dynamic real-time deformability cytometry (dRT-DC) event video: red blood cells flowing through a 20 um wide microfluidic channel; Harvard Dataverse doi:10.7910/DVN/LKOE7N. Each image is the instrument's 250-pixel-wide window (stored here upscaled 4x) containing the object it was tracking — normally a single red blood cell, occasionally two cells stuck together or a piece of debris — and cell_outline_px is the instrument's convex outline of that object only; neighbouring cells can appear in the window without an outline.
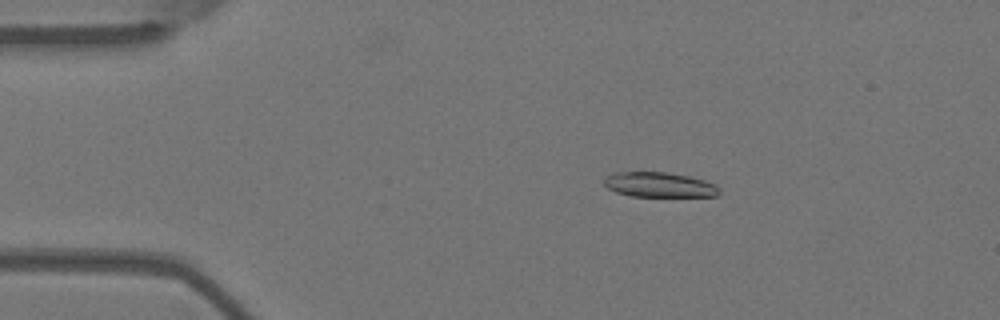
{"species": "Egyptian fruit bat (a non-hibernating species)", "species_latin": "Rousettus aegyptiacus", "temperature_condition": "warm", "stored_images_in_passage": 56, "camera_frame_rate_fps": 3000, "um_per_image_px": 0.085, "animal": {"sex": "female"}, "frame": {"image": 1, "passage_image": 10, "time_ms": 3.0, "image_size_px": [1000, 320], "cell_outline_px": [[720, 192], [716, 196], [632, 196], [616, 192], [608, 188], [604, 184], [604, 176], [612, 172], [664, 172], [688, 176], [704, 180], [716, 184], [720, 188]], "centroid_in_image_um": [56.02, 15.7], "position_along_channel_um": 29.0, "area_um2": 16.76}}
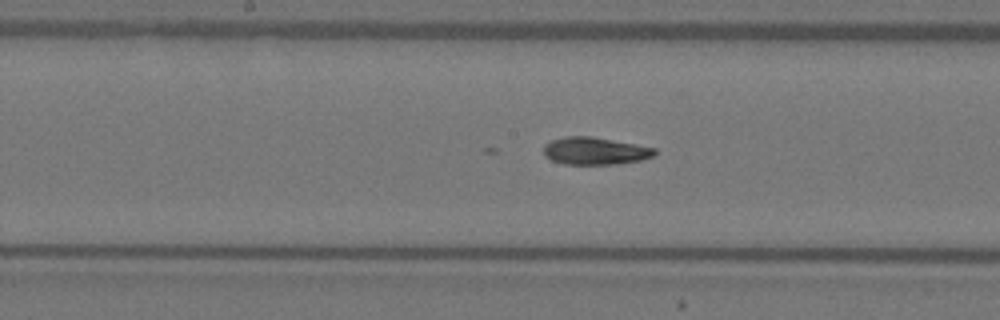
{"frame": {"image": 2, "passage_image": 28, "time_ms": 9.0, "image_size_px": [1000, 320], "cell_outline_px": [[656, 152], [652, 156], [640, 160], [616, 164], [564, 164], [552, 160], [544, 156], [544, 144], [552, 140], [564, 136], [592, 136], [656, 148]], "centroid_in_image_um": [50.54, 12.82], "position_along_channel_um": 197.7, "area_um2": 17.69}}
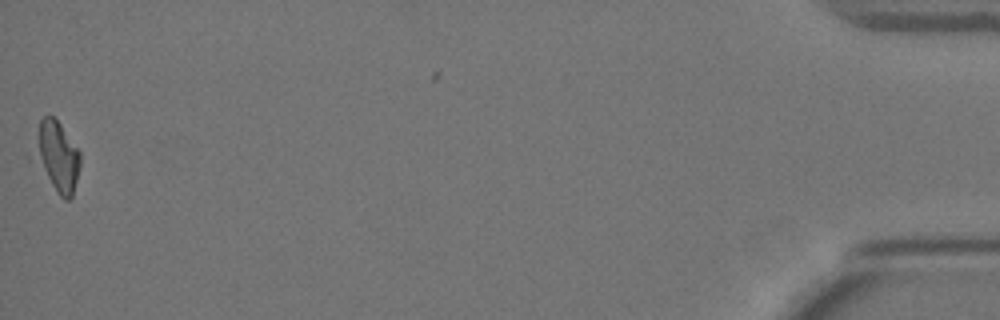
{"frame": {"image": 3, "passage_image": 55, "time_ms": 18.0, "image_size_px": [1000, 320], "cell_outline_px": [[80, 164], [72, 196], [68, 200], [64, 200], [56, 192], [36, 160], [36, 156], [40, 120], [44, 116], [52, 116], [60, 124], [80, 152]], "centroid_in_image_um": [4.91, 13.33], "position_along_channel_um": 430.3, "area_um2": 17.69}}